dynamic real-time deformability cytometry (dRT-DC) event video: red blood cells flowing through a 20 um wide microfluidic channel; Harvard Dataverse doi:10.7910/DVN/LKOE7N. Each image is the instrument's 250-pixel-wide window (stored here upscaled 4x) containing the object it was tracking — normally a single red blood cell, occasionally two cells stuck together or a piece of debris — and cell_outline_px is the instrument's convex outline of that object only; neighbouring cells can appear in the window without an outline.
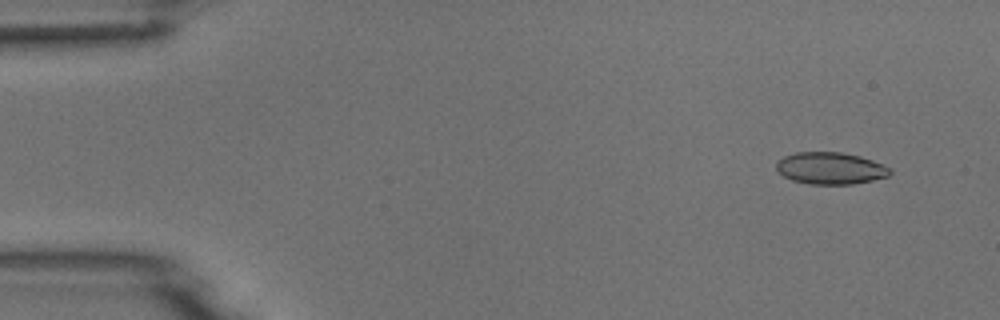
{"species": "common noctule bat (a hibernating species)", "species_latin": "Nyctalus noctula", "temperature_condition": "room temperature", "stored_images_in_passage": 5, "camera_frame_rate_fps": 3000, "um_per_image_px": 0.085, "animal": {"sex": "male", "body_mass_g": 18.8}, "frame": {"image": 1, "passage_image": 1, "time_ms": 0.0, "image_size_px": [1000, 320], "cell_outline_px": [[892, 172], [888, 176], [872, 180], [852, 184], [808, 184], [792, 180], [784, 176], [776, 168], [776, 164], [784, 156], [796, 152], [840, 152], [860, 156], [872, 160], [892, 168]], "centroid_in_image_um": [70.61, 14.3], "position_along_channel_um": 14.4, "area_um2": 21.1}}
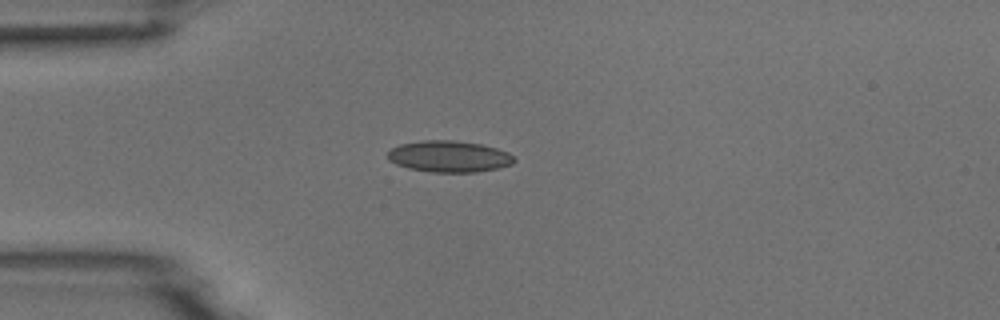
{"frame": {"image": 2, "passage_image": 3, "time_ms": 3.333, "image_size_px": [1000, 320], "cell_outline_px": [[516, 160], [512, 164], [496, 168], [476, 172], [432, 172], [408, 168], [396, 164], [388, 160], [388, 152], [392, 148], [400, 144], [420, 140], [452, 140], [480, 144], [496, 148], [508, 152]], "centroid_in_image_um": [38.15, 13.29], "position_along_channel_um": 46.9, "area_um2": 23.06}}